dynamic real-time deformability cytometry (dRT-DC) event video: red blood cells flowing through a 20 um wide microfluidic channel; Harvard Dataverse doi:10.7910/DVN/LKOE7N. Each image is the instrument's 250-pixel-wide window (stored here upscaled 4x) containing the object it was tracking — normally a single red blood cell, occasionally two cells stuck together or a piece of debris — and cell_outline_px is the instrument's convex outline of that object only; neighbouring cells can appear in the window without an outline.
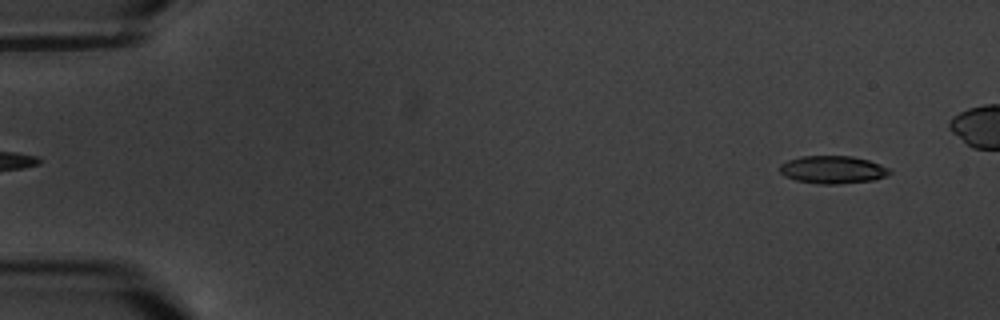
{"species": "common noctule bat (a hibernating species)", "species_latin": "Nyctalus noctula", "temperature_condition": "warm", "stored_images_in_passage": 6, "camera_frame_rate_fps": 3000, "um_per_image_px": 0.085, "animal": {"sex": "male", "body_mass_g": 20.1, "forearm_length_mm": 53.5}, "frame": {"image": 1, "passage_image": 1, "time_ms": 0.0, "image_size_px": [1000, 320], "cell_outline_px": [[892, 172], [888, 176], [876, 180], [836, 184], [816, 184], [796, 180], [784, 176], [780, 172], [780, 164], [788, 160], [800, 156], [852, 156], [868, 160], [892, 168]], "centroid_in_image_um": [70.82, 14.43], "position_along_channel_um": 14.2, "area_um2": 18.03}}